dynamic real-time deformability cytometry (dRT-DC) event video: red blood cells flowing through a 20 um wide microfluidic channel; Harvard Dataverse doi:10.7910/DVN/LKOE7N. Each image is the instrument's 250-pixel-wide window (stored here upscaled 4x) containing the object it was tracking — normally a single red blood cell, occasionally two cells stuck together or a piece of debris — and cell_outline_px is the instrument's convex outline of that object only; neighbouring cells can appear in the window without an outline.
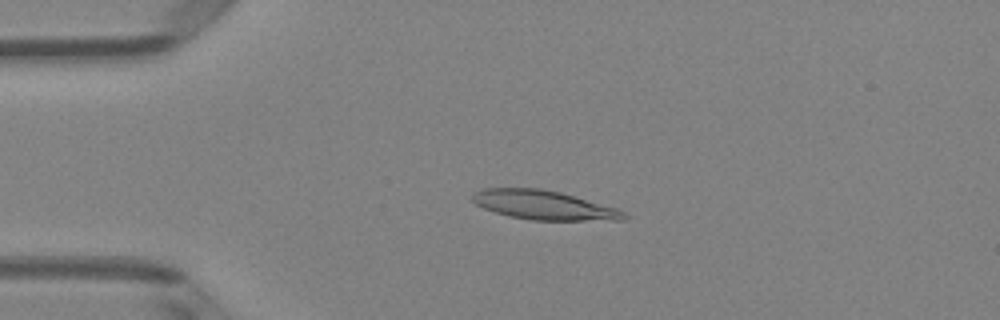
{"species": "Egyptian fruit bat (a non-hibernating species)", "species_latin": "Rousettus aegyptiacus", "temperature_condition": "room temperature", "stored_images_in_passage": 49, "camera_frame_rate_fps": 3000, "um_per_image_px": 0.085, "animal": {"sex": "female"}, "frame": {"image": 1, "passage_image": 11, "time_ms": 3.333, "image_size_px": [1000, 320], "cell_outline_px": [[628, 216], [624, 220], [532, 220], [508, 216], [484, 208], [476, 204], [472, 200], [472, 196], [480, 188], [544, 188], [560, 192], [616, 208], [624, 212]], "centroid_in_image_um": [46.21, 17.43], "position_along_channel_um": 38.8, "area_um2": 25.61}}
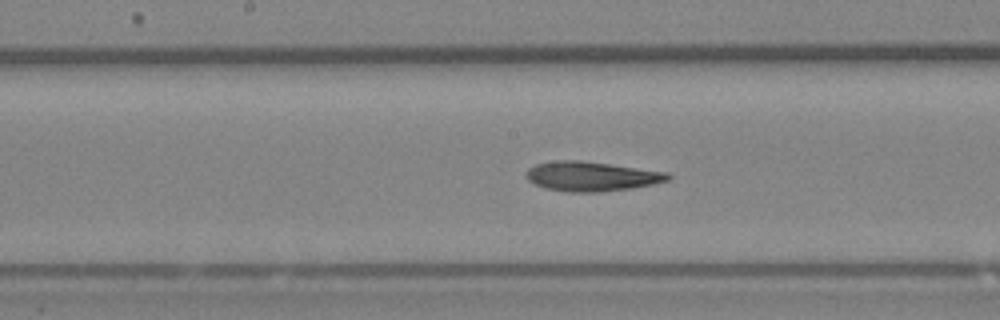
{"frame": {"image": 2, "passage_image": 25, "time_ms": 8.0, "image_size_px": [1000, 320], "cell_outline_px": [[672, 176], [668, 180], [652, 184], [632, 188], [600, 192], [564, 192], [544, 188], [528, 180], [524, 176], [524, 172], [528, 168], [536, 164], [556, 160], [580, 160], [668, 172]], "centroid_in_image_um": [50.23, 14.99], "position_along_channel_um": 198.0, "area_um2": 24.57}}
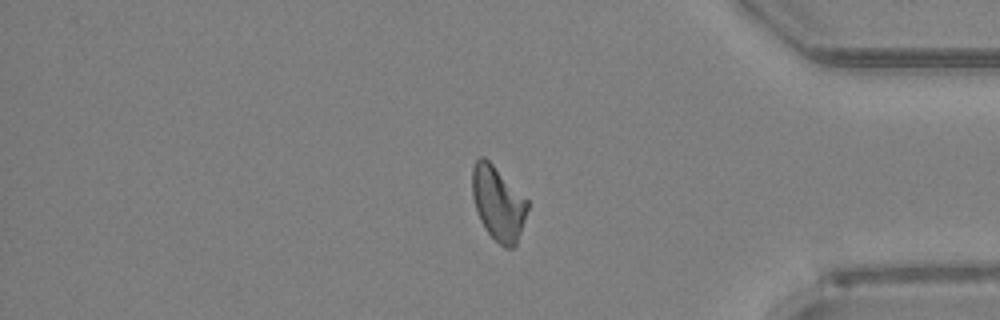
{"frame": {"image": 3, "passage_image": 41, "time_ms": 13.333, "image_size_px": [1000, 320], "cell_outline_px": [[528, 208], [516, 244], [512, 248], [504, 248], [484, 228], [480, 220], [472, 196], [472, 168], [476, 160], [480, 156], [484, 156], [528, 200]], "centroid_in_image_um": [42.32, 17.27], "position_along_channel_um": 392.9, "area_um2": 23.52}, "authors_computed_cell_mechanics": {"area_um2": 24.4494, "velocity_mm_per_s": 4.0887, "shape_relaxation_time_tau1_ms": 10.7983, "shape_relaxation_time_tau2_ms": 4.9516, "deformation_change_tau1": 0.2467, "deformation_change_tau2": 0.1521}}